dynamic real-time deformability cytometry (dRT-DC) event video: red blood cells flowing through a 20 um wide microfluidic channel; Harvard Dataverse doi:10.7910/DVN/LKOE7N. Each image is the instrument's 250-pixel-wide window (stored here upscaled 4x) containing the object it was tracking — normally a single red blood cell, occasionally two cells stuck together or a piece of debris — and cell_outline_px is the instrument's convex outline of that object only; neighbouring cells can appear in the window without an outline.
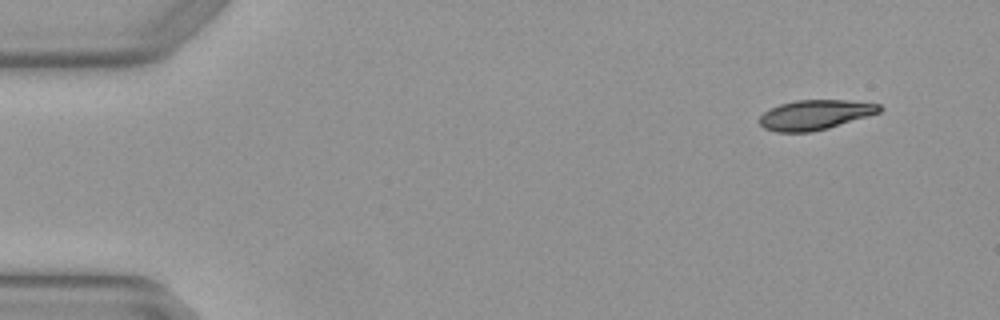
{"species": "Egyptian fruit bat (a non-hibernating species)", "species_latin": "Rousettus aegyptiacus", "temperature_condition": "warm", "stored_images_in_passage": 3, "camera_frame_rate_fps": 3000, "um_per_image_px": 0.085, "animal": {"sex": "female"}, "frame": {"image": 1, "passage_image": 1, "time_ms": 0.0, "image_size_px": [1000, 320], "cell_outline_px": [[884, 108], [880, 112], [868, 116], [828, 128], [808, 132], [776, 132], [764, 128], [760, 124], [760, 116], [764, 112], [780, 104], [796, 100], [844, 100], [880, 104]], "centroid_in_image_um": [69.29, 9.76], "position_along_channel_um": 15.7, "area_um2": 20.69}}
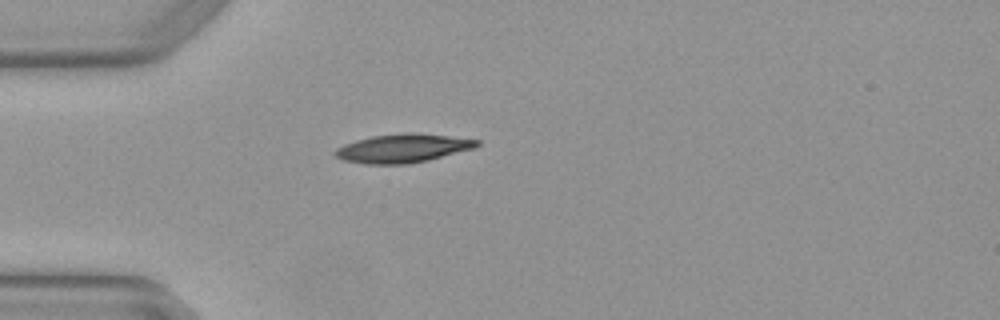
{"frame": {"image": 2, "passage_image": 3, "time_ms": 0.667, "image_size_px": [1000, 320], "cell_outline_px": [[480, 144], [476, 148], [428, 160], [408, 164], [364, 164], [344, 160], [336, 156], [332, 152], [336, 148], [344, 144], [356, 140], [372, 136], [412, 132], [448, 136], [480, 140]], "centroid_in_image_um": [34.24, 12.61], "position_along_channel_um": 50.8, "area_um2": 23.64}}